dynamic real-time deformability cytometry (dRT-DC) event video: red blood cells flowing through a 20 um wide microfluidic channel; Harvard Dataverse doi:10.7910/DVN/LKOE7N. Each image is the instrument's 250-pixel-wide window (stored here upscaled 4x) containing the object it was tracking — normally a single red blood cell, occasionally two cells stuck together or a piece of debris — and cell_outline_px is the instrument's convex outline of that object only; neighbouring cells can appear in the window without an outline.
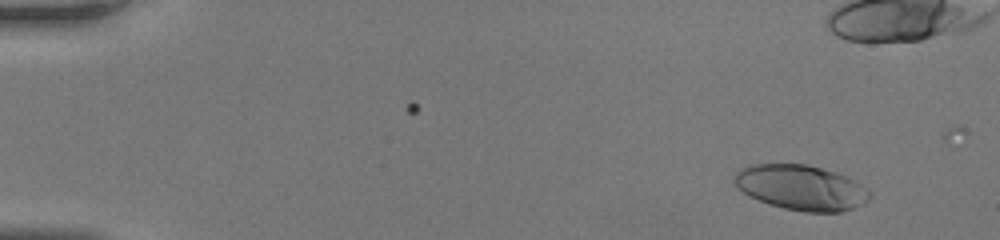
{"species": "human", "species_latin": "Homo sapiens", "temperature_condition": "room temperature", "stored_images_in_passage": 39, "camera_frame_rate_fps": 3000, "um_per_image_px": 0.085, "donor": {"sex": "female"}, "frame": {"image": 1, "passage_image": 5, "time_ms": 1.333, "image_size_px": [1000, 240], "cell_outline_px": [[872, 196], [864, 204], [840, 212], [804, 212], [784, 208], [748, 196], [736, 188], [732, 180], [736, 172], [740, 168], [748, 164], [808, 164], [836, 172], [868, 188], [872, 192]], "centroid_in_image_um": [68.07, 15.94], "position_along_channel_um": 16.9, "area_um2": 35.84}}
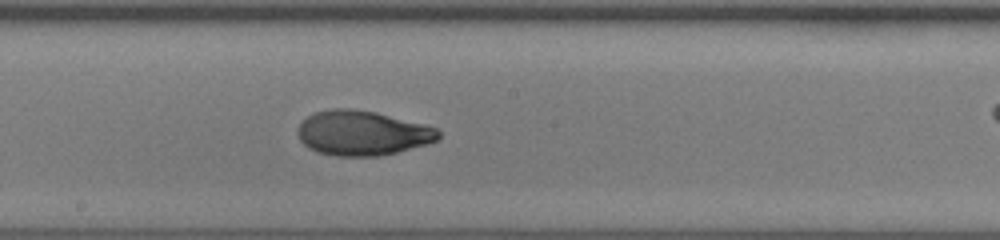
{"frame": {"image": 2, "passage_image": 27, "time_ms": 8.667, "image_size_px": [1000, 240], "cell_outline_px": [[440, 136], [436, 140], [428, 144], [396, 152], [376, 156], [336, 156], [316, 152], [308, 148], [300, 140], [296, 132], [296, 128], [308, 116], [316, 112], [332, 108], [352, 108], [376, 112], [424, 124], [436, 128], [440, 132]], "centroid_in_image_um": [30.77, 11.31], "position_along_channel_um": 217.4, "area_um2": 36.76}}
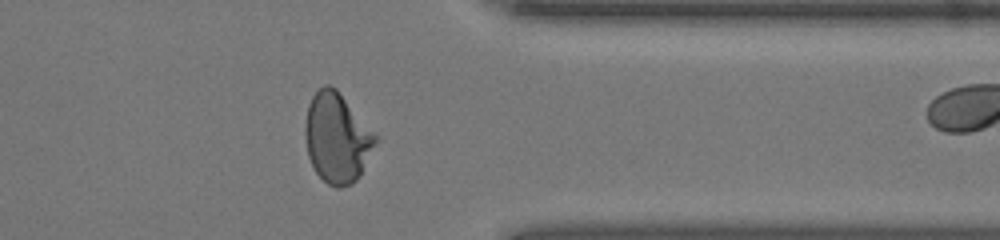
{"frame": {"image": 3, "passage_image": 38, "time_ms": 12.333, "image_size_px": [1000, 240], "cell_outline_px": [[376, 140], [356, 180], [352, 184], [340, 188], [336, 188], [328, 184], [316, 172], [308, 156], [304, 132], [304, 128], [308, 104], [312, 96], [324, 84], [328, 84], [336, 88], [376, 136]], "centroid_in_image_um": [28.58, 11.71], "position_along_channel_um": 382.8, "area_um2": 35.95}}